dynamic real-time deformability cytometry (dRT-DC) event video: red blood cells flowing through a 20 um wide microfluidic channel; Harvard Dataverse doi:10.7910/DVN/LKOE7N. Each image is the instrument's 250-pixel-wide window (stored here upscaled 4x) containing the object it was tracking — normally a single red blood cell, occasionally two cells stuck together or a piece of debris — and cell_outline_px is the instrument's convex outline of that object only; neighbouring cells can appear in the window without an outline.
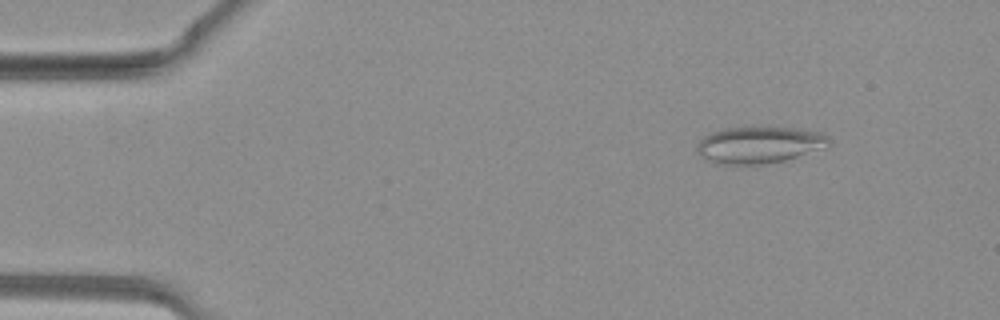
{"species": "common noctule bat (a hibernating species)", "species_latin": "Nyctalus noctula", "temperature_condition": "warm", "stored_images_in_passage": 38, "camera_frame_rate_fps": 3000, "um_per_image_px": 0.085, "animal": {"sex": "female", "body_mass_g": 19.3, "forearm_length_mm": 54.1}, "frame": {"image": 1, "passage_image": 5, "time_ms": 1.333, "image_size_px": [1000, 320], "cell_outline_px": [[828, 144], [796, 156], [784, 160], [764, 164], [716, 164], [700, 156], [696, 148], [696, 144], [704, 136], [712, 132], [728, 128], [792, 128], [820, 132], [828, 136]], "centroid_in_image_um": [64.43, 12.32], "position_along_channel_um": 20.6, "area_um2": 27.46}}
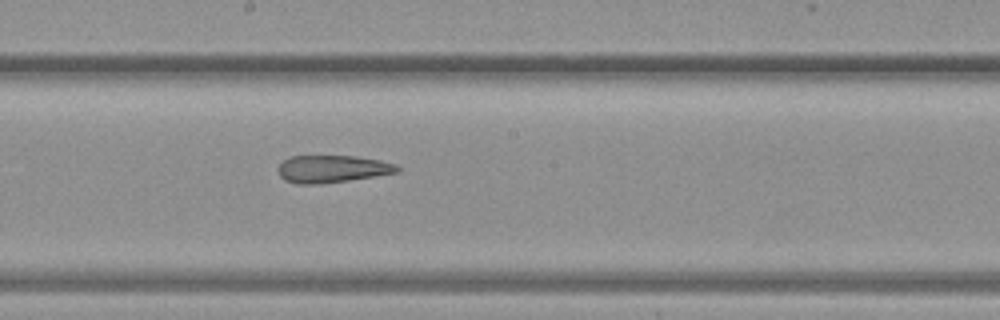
{"frame": {"image": 2, "passage_image": 21, "time_ms": 6.667, "image_size_px": [1000, 320], "cell_outline_px": [[400, 172], [348, 180], [320, 184], [296, 184], [284, 180], [280, 176], [276, 168], [288, 156], [356, 156], [380, 160], [396, 164], [400, 168]], "centroid_in_image_um": [28.21, 14.36], "position_along_channel_um": 220.0, "area_um2": 19.13}}
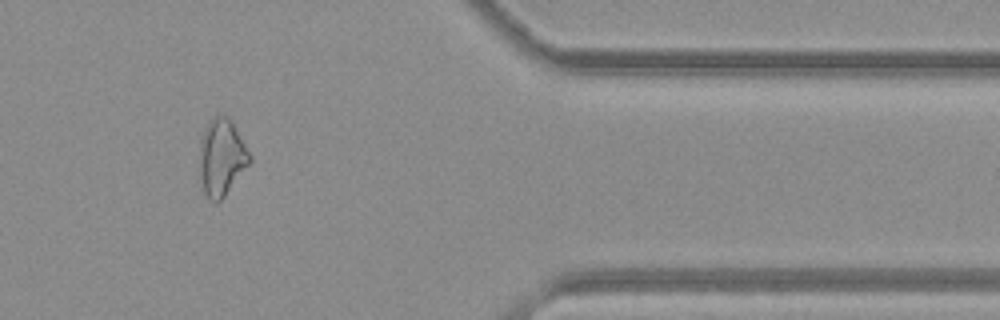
{"frame": {"image": 3, "passage_image": 32, "time_ms": 10.333, "image_size_px": [1000, 320], "cell_outline_px": [[252, 160], [224, 196], [220, 200], [208, 200], [204, 192], [200, 180], [200, 140], [208, 124], [216, 116], [228, 116], [232, 120], [252, 156]], "centroid_in_image_um": [18.85, 13.37], "position_along_channel_um": 392.5, "area_um2": 22.14}}